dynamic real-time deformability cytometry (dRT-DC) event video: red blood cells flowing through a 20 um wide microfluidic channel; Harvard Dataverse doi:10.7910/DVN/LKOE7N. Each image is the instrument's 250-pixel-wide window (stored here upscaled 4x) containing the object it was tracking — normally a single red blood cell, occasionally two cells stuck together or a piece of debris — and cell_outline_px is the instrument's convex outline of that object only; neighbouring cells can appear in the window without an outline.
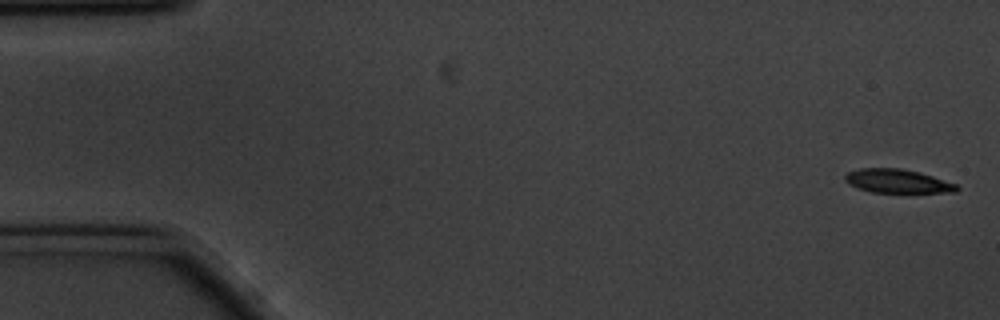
{"species": "common noctule bat (a hibernating species)", "species_latin": "Nyctalus noctula", "temperature_condition": "cold", "stored_images_in_passage": 12, "camera_frame_rate_fps": 3000, "um_per_image_px": 0.085, "animal": {"sex": "male", "body_mass_g": 20.1, "forearm_length_mm": 53.5}, "frame": {"image": 1, "passage_image": 1, "time_ms": 0.0, "image_size_px": [1000, 320], "cell_outline_px": [[960, 188], [956, 192], [872, 192], [856, 188], [848, 184], [844, 180], [844, 176], [848, 172], [860, 168], [900, 168], [920, 172], [956, 184]], "centroid_in_image_um": [76.24, 15.39], "position_along_channel_um": 8.8, "area_um2": 15.43}}